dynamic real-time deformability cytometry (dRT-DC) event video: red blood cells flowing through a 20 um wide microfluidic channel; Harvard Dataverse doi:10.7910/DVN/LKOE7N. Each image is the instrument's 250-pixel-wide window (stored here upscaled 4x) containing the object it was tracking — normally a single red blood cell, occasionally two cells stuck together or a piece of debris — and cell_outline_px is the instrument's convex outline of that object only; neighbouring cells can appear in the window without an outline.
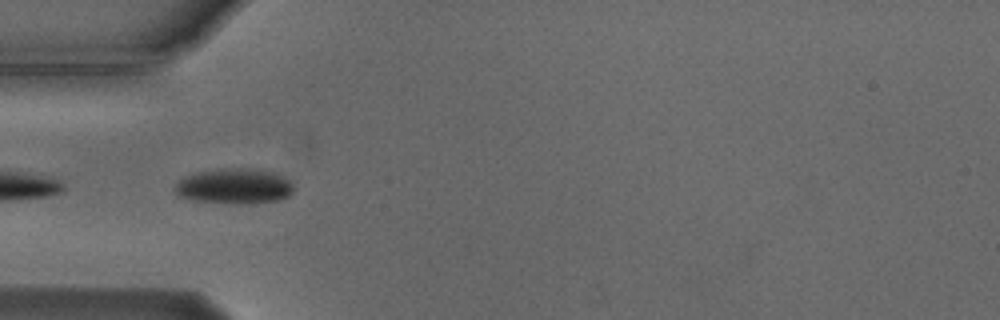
{"species": "Egyptian fruit bat (a non-hibernating species)", "species_latin": "Rousettus aegyptiacus", "temperature_condition": "cold", "stored_images_in_passage": 22, "camera_frame_rate_fps": 3000, "um_per_image_px": 0.085, "animal": {"sex": "male"}, "frame": {"image": 1, "passage_image": 1, "time_ms": 0.0, "image_size_px": [1000, 320], "cell_outline_px": [[292, 192], [288, 196], [280, 200], [252, 204], [240, 204], [192, 200], [176, 196], [172, 188], [184, 176], [196, 172], [224, 168], [248, 168], [272, 172], [292, 180]], "centroid_in_image_um": [19.89, 15.83], "position_along_channel_um": 65.1, "area_um2": 24.8}}
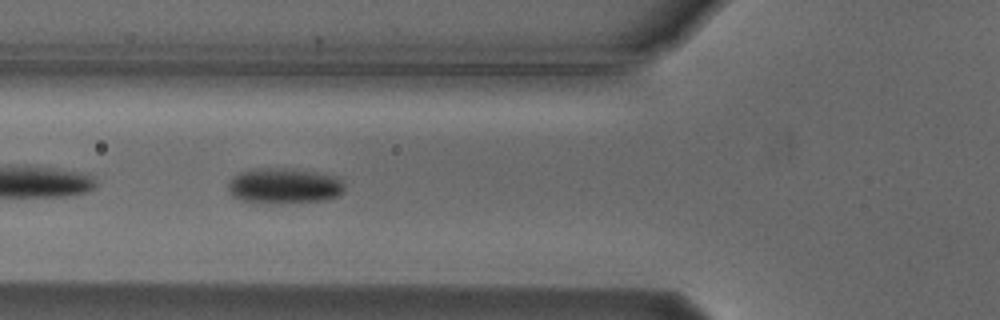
{"frame": {"image": 2, "passage_image": 4, "time_ms": 1.0, "image_size_px": [1000, 320], "cell_outline_px": [[344, 188], [340, 196], [328, 200], [240, 200], [232, 196], [228, 192], [228, 184], [232, 176], [240, 172], [252, 168], [280, 168], [316, 172], [340, 176], [344, 184]], "centroid_in_image_um": [24.18, 15.73], "position_along_channel_um": 101.6, "area_um2": 23.35}}